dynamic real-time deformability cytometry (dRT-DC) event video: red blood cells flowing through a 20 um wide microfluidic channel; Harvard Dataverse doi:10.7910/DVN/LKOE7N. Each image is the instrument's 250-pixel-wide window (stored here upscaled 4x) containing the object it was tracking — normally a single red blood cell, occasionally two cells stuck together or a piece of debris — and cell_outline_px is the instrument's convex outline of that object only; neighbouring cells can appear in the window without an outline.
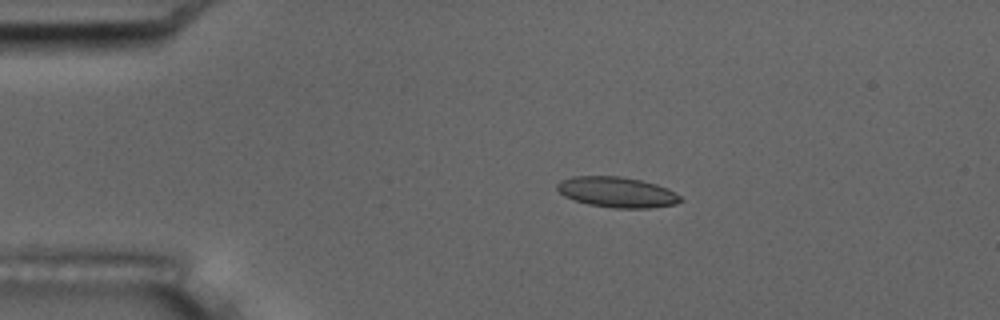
{"species": "common noctule bat (a hibernating species)", "species_latin": "Nyctalus noctula", "temperature_condition": "room temperature", "stored_images_in_passage": 7, "camera_frame_rate_fps": 3000, "um_per_image_px": 0.085, "animal": {"sex": "male", "body_mass_g": 17.5, "forearm_length_mm": 52.3}, "frame": {"image": 1, "passage_image": 2, "time_ms": 1.0, "image_size_px": [1000, 320], "cell_outline_px": [[684, 200], [676, 204], [648, 208], [612, 208], [588, 204], [564, 196], [556, 188], [556, 184], [560, 180], [572, 176], [620, 176], [640, 180], [656, 184], [668, 188], [680, 196]], "centroid_in_image_um": [52.44, 16.33], "position_along_channel_um": 32.6, "area_um2": 21.96}}
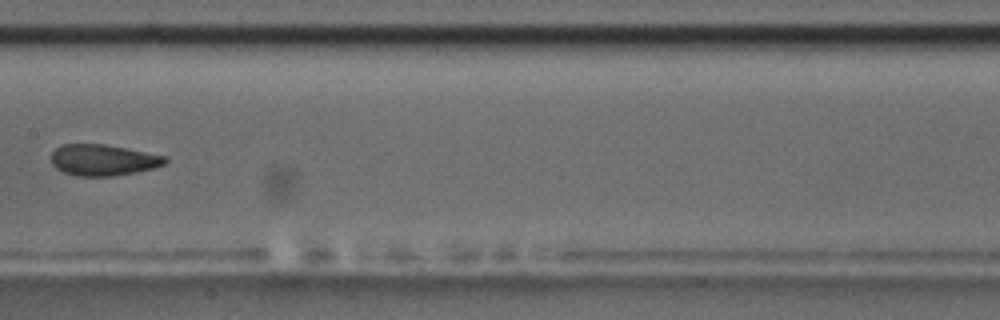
{"frame": {"image": 2, "passage_image": 7, "time_ms": 7.0, "image_size_px": [1000, 320], "cell_outline_px": [[168, 160], [164, 164], [152, 168], [136, 172], [112, 176], [76, 176], [64, 172], [56, 168], [52, 164], [52, 152], [56, 148], [64, 144], [104, 144], [168, 156]], "centroid_in_image_um": [8.77, 13.6], "position_along_channel_um": 198.6, "area_um2": 20.63}}